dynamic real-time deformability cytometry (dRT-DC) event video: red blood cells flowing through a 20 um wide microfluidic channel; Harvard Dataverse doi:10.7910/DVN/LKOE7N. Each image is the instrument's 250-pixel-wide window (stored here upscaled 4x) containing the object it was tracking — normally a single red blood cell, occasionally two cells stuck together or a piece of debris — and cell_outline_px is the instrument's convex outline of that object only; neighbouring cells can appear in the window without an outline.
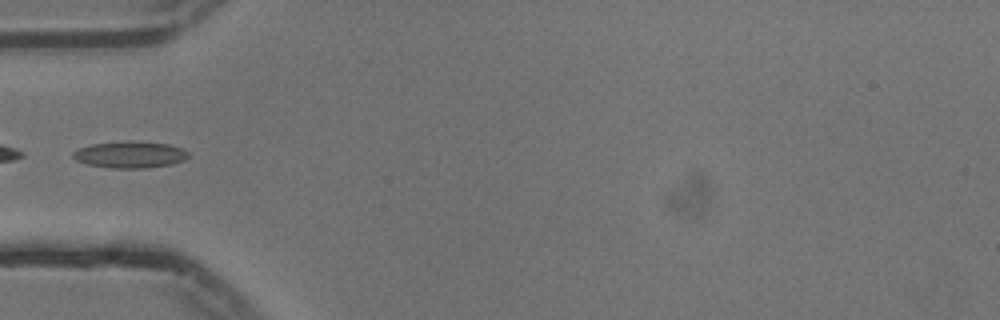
{"species": "common noctule bat (a hibernating species)", "species_latin": "Nyctalus noctula", "temperature_condition": "cold", "stored_images_in_passage": 35, "camera_frame_rate_fps": 3000, "um_per_image_px": 0.085, "animal": {"sex": "male", "body_mass_g": 13.3}, "frame": {"image": 1, "passage_image": 1, "time_ms": 0.0, "image_size_px": [1000, 320], "cell_outline_px": [[188, 156], [184, 160], [172, 164], [144, 168], [108, 168], [88, 164], [76, 160], [72, 156], [72, 152], [80, 148], [92, 144], [128, 140], [132, 140], [168, 144], [180, 148], [188, 152]], "centroid_in_image_um": [11.04, 13.14], "position_along_channel_um": 74.0, "area_um2": 17.92}}
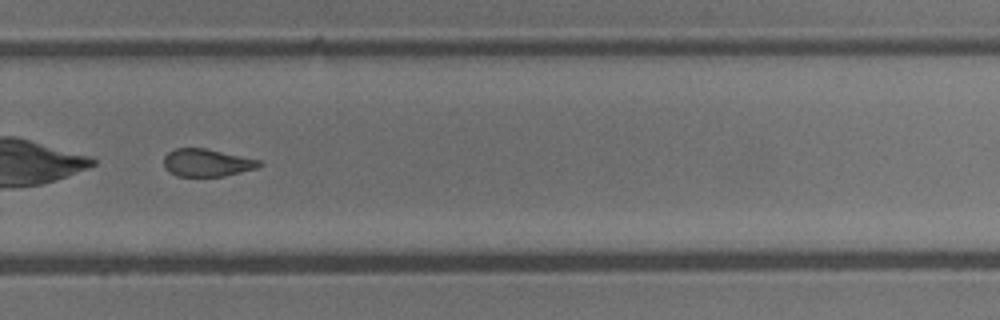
{"frame": {"image": 2, "passage_image": 20, "time_ms": 6.333, "image_size_px": [1000, 320], "cell_outline_px": [[264, 164], [256, 168], [224, 176], [176, 176], [168, 172], [164, 168], [164, 156], [168, 152], [176, 148], [204, 148], [260, 160]], "centroid_in_image_um": [17.55, 13.83], "position_along_channel_um": 312.2, "area_um2": 15.32}}